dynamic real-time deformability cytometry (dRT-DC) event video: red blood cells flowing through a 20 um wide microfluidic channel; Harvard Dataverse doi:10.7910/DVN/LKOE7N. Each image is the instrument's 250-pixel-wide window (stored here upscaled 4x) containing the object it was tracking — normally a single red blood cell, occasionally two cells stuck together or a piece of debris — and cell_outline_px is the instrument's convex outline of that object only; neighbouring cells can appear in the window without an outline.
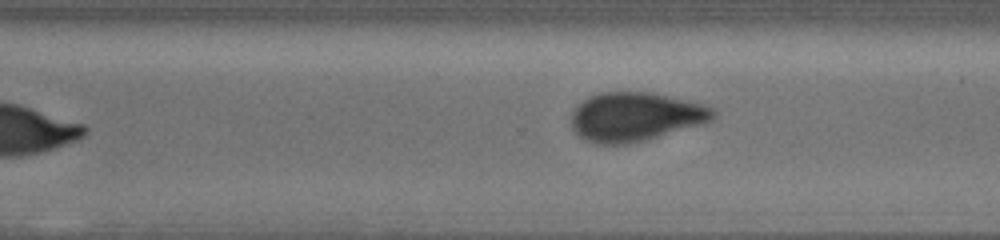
{"species": "human", "species_latin": "Homo sapiens", "temperature_condition": "cold", "stored_images_in_passage": 35, "segment_of_instrument_passage": [2, 2], "camera_frame_rate_fps": 3000, "um_per_image_px": 0.085, "donor": {"sex": "male"}, "frame": {"image": 1, "passage_image": 35, "time_ms": 13.667, "image_size_px": [1000, 240], "cell_outline_px": [[716, 116], [712, 120], [704, 124], [648, 140], [628, 144], [596, 144], [584, 140], [576, 136], [572, 128], [572, 112], [588, 96], [600, 92], [648, 92], [668, 96], [700, 104], [712, 108], [716, 112]], "centroid_in_image_um": [53.99, 9.95], "position_along_channel_um": 316.6, "area_um2": 40.63}}